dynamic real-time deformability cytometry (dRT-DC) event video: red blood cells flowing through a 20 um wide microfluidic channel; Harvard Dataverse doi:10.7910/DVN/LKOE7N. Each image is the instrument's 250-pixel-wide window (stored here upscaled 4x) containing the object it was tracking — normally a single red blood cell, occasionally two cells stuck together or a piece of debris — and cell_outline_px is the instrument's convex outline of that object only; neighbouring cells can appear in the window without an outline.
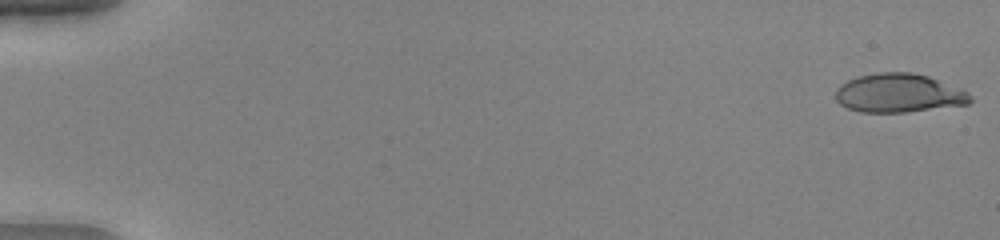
{"species": "human", "species_latin": "Homo sapiens", "temperature_condition": "warm", "stored_images_in_passage": 52, "camera_frame_rate_fps": 3000, "um_per_image_px": 0.085, "donor": {"sex": "female"}, "frame": {"image": 1, "passage_image": 1, "time_ms": 0.0, "image_size_px": [1000, 240], "cell_outline_px": [[972, 100], [968, 104], [904, 112], [860, 112], [848, 108], [840, 104], [836, 100], [836, 88], [840, 84], [856, 76], [876, 72], [912, 72], [928, 76], [968, 92], [972, 96]], "centroid_in_image_um": [76.36, 7.91], "position_along_channel_um": 8.6, "area_um2": 30.4}}
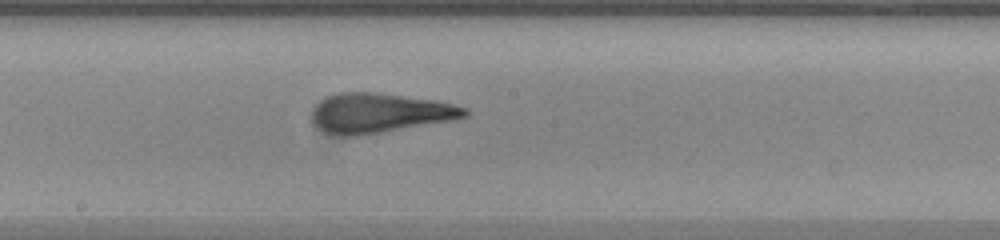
{"frame": {"image": 2, "passage_image": 30, "time_ms": 9.667, "image_size_px": [1000, 240], "cell_outline_px": [[468, 116], [452, 120], [356, 136], [332, 136], [324, 132], [312, 120], [312, 108], [320, 100], [328, 96], [340, 92], [372, 92], [436, 100], [468, 108]], "centroid_in_image_um": [32.23, 9.6], "position_along_channel_um": 216.0, "area_um2": 35.14}}
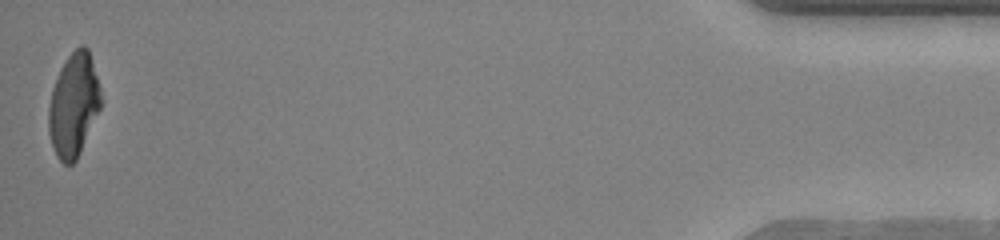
{"frame": {"image": 3, "passage_image": 52, "time_ms": 17.0, "image_size_px": [1000, 240], "cell_outline_px": [[104, 100], [80, 152], [76, 160], [72, 164], [64, 164], [56, 156], [48, 132], [48, 108], [52, 88], [60, 68], [68, 56], [80, 44], [84, 44], [88, 48]], "centroid_in_image_um": [6.26, 8.91], "position_along_channel_um": 428.9, "area_um2": 31.67}, "authors_computed_cell_mechanics": {"area_um2": 33.2639, "velocity_mm_per_s": 4.0469, "shape_relaxation_time_tau1_ms": 6.1211, "shape_relaxation_time_tau2_ms": 0.9775, "deformation_change_tau1": 0.2669, "deformation_change_tau2": 0.1007}}